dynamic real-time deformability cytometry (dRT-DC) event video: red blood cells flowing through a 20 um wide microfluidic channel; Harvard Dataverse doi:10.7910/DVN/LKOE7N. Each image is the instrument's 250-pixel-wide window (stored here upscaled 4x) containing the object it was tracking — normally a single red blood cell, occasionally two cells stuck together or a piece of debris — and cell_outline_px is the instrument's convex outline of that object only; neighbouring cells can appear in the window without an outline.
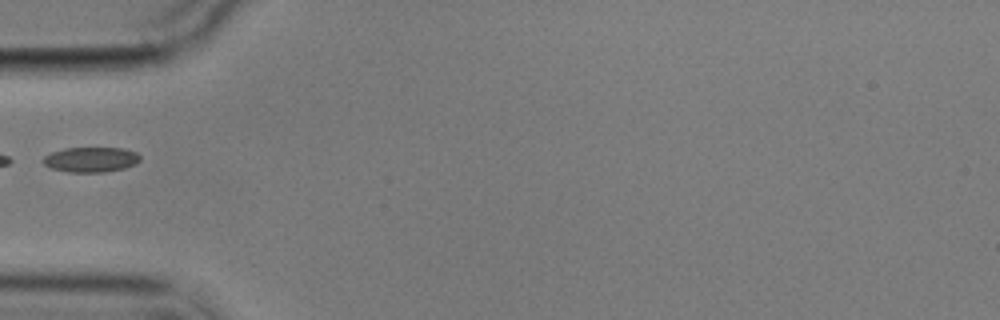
{"species": "common noctule bat (a hibernating species)", "species_latin": "Nyctalus noctula", "temperature_condition": "cold", "stored_images_in_passage": 4, "camera_frame_rate_fps": 3000, "um_per_image_px": 0.085, "animal": {"sex": "male", "body_mass_g": 17.9}, "frame": {"image": 1, "passage_image": 4, "time_ms": 3.333, "image_size_px": [1000, 320], "cell_outline_px": [[140, 160], [136, 164], [124, 168], [104, 172], [68, 172], [52, 168], [44, 164], [40, 160], [44, 156], [52, 152], [64, 148], [124, 148], [136, 152], [140, 156]], "centroid_in_image_um": [7.72, 13.56], "position_along_channel_um": 77.3, "area_um2": 14.22}}